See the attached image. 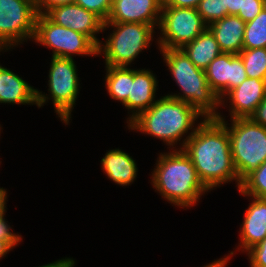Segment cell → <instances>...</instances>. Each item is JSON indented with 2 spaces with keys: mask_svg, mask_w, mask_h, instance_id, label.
<instances>
[{
  "mask_svg": "<svg viewBox=\"0 0 266 267\" xmlns=\"http://www.w3.org/2000/svg\"><path fill=\"white\" fill-rule=\"evenodd\" d=\"M191 159L198 178L208 191L239 179L232 161L230 138L226 126L217 118H204L183 149Z\"/></svg>",
  "mask_w": 266,
  "mask_h": 267,
  "instance_id": "obj_1",
  "label": "cell"
},
{
  "mask_svg": "<svg viewBox=\"0 0 266 267\" xmlns=\"http://www.w3.org/2000/svg\"><path fill=\"white\" fill-rule=\"evenodd\" d=\"M199 118L204 119V116L187 102L164 95L148 110L142 111L127 127L160 139L169 146V150L170 148L175 150L174 146L183 138L179 143L180 147L176 148L182 150L187 140L194 134L198 126L195 121L197 122Z\"/></svg>",
  "mask_w": 266,
  "mask_h": 267,
  "instance_id": "obj_2",
  "label": "cell"
},
{
  "mask_svg": "<svg viewBox=\"0 0 266 267\" xmlns=\"http://www.w3.org/2000/svg\"><path fill=\"white\" fill-rule=\"evenodd\" d=\"M152 171L151 185L162 198L181 208H190L209 192L183 150L160 153Z\"/></svg>",
  "mask_w": 266,
  "mask_h": 267,
  "instance_id": "obj_3",
  "label": "cell"
},
{
  "mask_svg": "<svg viewBox=\"0 0 266 267\" xmlns=\"http://www.w3.org/2000/svg\"><path fill=\"white\" fill-rule=\"evenodd\" d=\"M158 50L181 91L167 96L187 102L204 118H217L221 100L209 86L205 70L196 67L182 49Z\"/></svg>",
  "mask_w": 266,
  "mask_h": 267,
  "instance_id": "obj_4",
  "label": "cell"
},
{
  "mask_svg": "<svg viewBox=\"0 0 266 267\" xmlns=\"http://www.w3.org/2000/svg\"><path fill=\"white\" fill-rule=\"evenodd\" d=\"M222 116L220 114L217 119L227 128L233 165L242 181L266 161V127L250 118L231 119L228 124Z\"/></svg>",
  "mask_w": 266,
  "mask_h": 267,
  "instance_id": "obj_5",
  "label": "cell"
},
{
  "mask_svg": "<svg viewBox=\"0 0 266 267\" xmlns=\"http://www.w3.org/2000/svg\"><path fill=\"white\" fill-rule=\"evenodd\" d=\"M112 33L100 42L97 54H103L106 66L130 67L131 63L149 49L154 40L155 29L152 25L143 23H104L103 32L109 27Z\"/></svg>",
  "mask_w": 266,
  "mask_h": 267,
  "instance_id": "obj_6",
  "label": "cell"
},
{
  "mask_svg": "<svg viewBox=\"0 0 266 267\" xmlns=\"http://www.w3.org/2000/svg\"><path fill=\"white\" fill-rule=\"evenodd\" d=\"M73 59L52 57L48 74V91L45 95L37 90V107L52 99L55 113L68 125L79 94L80 81ZM50 96V97H49Z\"/></svg>",
  "mask_w": 266,
  "mask_h": 267,
  "instance_id": "obj_7",
  "label": "cell"
},
{
  "mask_svg": "<svg viewBox=\"0 0 266 267\" xmlns=\"http://www.w3.org/2000/svg\"><path fill=\"white\" fill-rule=\"evenodd\" d=\"M35 43L52 50V57L73 59L75 55L97 56V46L82 33L54 23L46 14L36 19Z\"/></svg>",
  "mask_w": 266,
  "mask_h": 267,
  "instance_id": "obj_8",
  "label": "cell"
},
{
  "mask_svg": "<svg viewBox=\"0 0 266 267\" xmlns=\"http://www.w3.org/2000/svg\"><path fill=\"white\" fill-rule=\"evenodd\" d=\"M37 15L35 0H0V51L33 41Z\"/></svg>",
  "mask_w": 266,
  "mask_h": 267,
  "instance_id": "obj_9",
  "label": "cell"
},
{
  "mask_svg": "<svg viewBox=\"0 0 266 267\" xmlns=\"http://www.w3.org/2000/svg\"><path fill=\"white\" fill-rule=\"evenodd\" d=\"M208 26L196 8L162 6L156 39L159 49H181L193 41Z\"/></svg>",
  "mask_w": 266,
  "mask_h": 267,
  "instance_id": "obj_10",
  "label": "cell"
},
{
  "mask_svg": "<svg viewBox=\"0 0 266 267\" xmlns=\"http://www.w3.org/2000/svg\"><path fill=\"white\" fill-rule=\"evenodd\" d=\"M205 73L209 86L220 100L248 77L241 57L224 52L208 65Z\"/></svg>",
  "mask_w": 266,
  "mask_h": 267,
  "instance_id": "obj_11",
  "label": "cell"
},
{
  "mask_svg": "<svg viewBox=\"0 0 266 267\" xmlns=\"http://www.w3.org/2000/svg\"><path fill=\"white\" fill-rule=\"evenodd\" d=\"M54 23L87 36L97 47V34L103 32L104 21L95 13L78 4H67L52 8L46 14Z\"/></svg>",
  "mask_w": 266,
  "mask_h": 267,
  "instance_id": "obj_12",
  "label": "cell"
},
{
  "mask_svg": "<svg viewBox=\"0 0 266 267\" xmlns=\"http://www.w3.org/2000/svg\"><path fill=\"white\" fill-rule=\"evenodd\" d=\"M162 6L163 0H116L104 23H143L158 28Z\"/></svg>",
  "mask_w": 266,
  "mask_h": 267,
  "instance_id": "obj_13",
  "label": "cell"
},
{
  "mask_svg": "<svg viewBox=\"0 0 266 267\" xmlns=\"http://www.w3.org/2000/svg\"><path fill=\"white\" fill-rule=\"evenodd\" d=\"M265 96L266 80L247 77L223 97L221 106L229 100L230 119L249 118Z\"/></svg>",
  "mask_w": 266,
  "mask_h": 267,
  "instance_id": "obj_14",
  "label": "cell"
},
{
  "mask_svg": "<svg viewBox=\"0 0 266 267\" xmlns=\"http://www.w3.org/2000/svg\"><path fill=\"white\" fill-rule=\"evenodd\" d=\"M158 80L150 69H131V89L123 106L131 115L126 123H130L142 111L148 110L155 102Z\"/></svg>",
  "mask_w": 266,
  "mask_h": 267,
  "instance_id": "obj_15",
  "label": "cell"
},
{
  "mask_svg": "<svg viewBox=\"0 0 266 267\" xmlns=\"http://www.w3.org/2000/svg\"><path fill=\"white\" fill-rule=\"evenodd\" d=\"M247 197L253 200L244 213V220L239 232L238 247L243 252H247L266 237V198Z\"/></svg>",
  "mask_w": 266,
  "mask_h": 267,
  "instance_id": "obj_16",
  "label": "cell"
},
{
  "mask_svg": "<svg viewBox=\"0 0 266 267\" xmlns=\"http://www.w3.org/2000/svg\"><path fill=\"white\" fill-rule=\"evenodd\" d=\"M37 90L22 77L0 65V103L37 106Z\"/></svg>",
  "mask_w": 266,
  "mask_h": 267,
  "instance_id": "obj_17",
  "label": "cell"
},
{
  "mask_svg": "<svg viewBox=\"0 0 266 267\" xmlns=\"http://www.w3.org/2000/svg\"><path fill=\"white\" fill-rule=\"evenodd\" d=\"M245 24L237 15H227L210 24L208 28L214 34L222 52L239 54L243 49Z\"/></svg>",
  "mask_w": 266,
  "mask_h": 267,
  "instance_id": "obj_18",
  "label": "cell"
},
{
  "mask_svg": "<svg viewBox=\"0 0 266 267\" xmlns=\"http://www.w3.org/2000/svg\"><path fill=\"white\" fill-rule=\"evenodd\" d=\"M100 162L106 176L122 187L133 184L138 175L136 161L119 148L107 151Z\"/></svg>",
  "mask_w": 266,
  "mask_h": 267,
  "instance_id": "obj_19",
  "label": "cell"
},
{
  "mask_svg": "<svg viewBox=\"0 0 266 267\" xmlns=\"http://www.w3.org/2000/svg\"><path fill=\"white\" fill-rule=\"evenodd\" d=\"M181 49L196 67L203 70L222 53L214 34L208 27Z\"/></svg>",
  "mask_w": 266,
  "mask_h": 267,
  "instance_id": "obj_20",
  "label": "cell"
},
{
  "mask_svg": "<svg viewBox=\"0 0 266 267\" xmlns=\"http://www.w3.org/2000/svg\"><path fill=\"white\" fill-rule=\"evenodd\" d=\"M105 68V86L109 96L123 105L131 89V69L115 66H105Z\"/></svg>",
  "mask_w": 266,
  "mask_h": 267,
  "instance_id": "obj_21",
  "label": "cell"
},
{
  "mask_svg": "<svg viewBox=\"0 0 266 267\" xmlns=\"http://www.w3.org/2000/svg\"><path fill=\"white\" fill-rule=\"evenodd\" d=\"M266 48V11L245 24L243 49Z\"/></svg>",
  "mask_w": 266,
  "mask_h": 267,
  "instance_id": "obj_22",
  "label": "cell"
},
{
  "mask_svg": "<svg viewBox=\"0 0 266 267\" xmlns=\"http://www.w3.org/2000/svg\"><path fill=\"white\" fill-rule=\"evenodd\" d=\"M238 55L249 78L266 80V48L242 49Z\"/></svg>",
  "mask_w": 266,
  "mask_h": 267,
  "instance_id": "obj_23",
  "label": "cell"
},
{
  "mask_svg": "<svg viewBox=\"0 0 266 267\" xmlns=\"http://www.w3.org/2000/svg\"><path fill=\"white\" fill-rule=\"evenodd\" d=\"M238 191L244 197L266 198V161L242 180Z\"/></svg>",
  "mask_w": 266,
  "mask_h": 267,
  "instance_id": "obj_24",
  "label": "cell"
},
{
  "mask_svg": "<svg viewBox=\"0 0 266 267\" xmlns=\"http://www.w3.org/2000/svg\"><path fill=\"white\" fill-rule=\"evenodd\" d=\"M196 9L207 26L228 15L227 0H201Z\"/></svg>",
  "mask_w": 266,
  "mask_h": 267,
  "instance_id": "obj_25",
  "label": "cell"
},
{
  "mask_svg": "<svg viewBox=\"0 0 266 267\" xmlns=\"http://www.w3.org/2000/svg\"><path fill=\"white\" fill-rule=\"evenodd\" d=\"M75 4L95 13L104 22L107 21L112 8L111 0H76Z\"/></svg>",
  "mask_w": 266,
  "mask_h": 267,
  "instance_id": "obj_26",
  "label": "cell"
},
{
  "mask_svg": "<svg viewBox=\"0 0 266 267\" xmlns=\"http://www.w3.org/2000/svg\"><path fill=\"white\" fill-rule=\"evenodd\" d=\"M263 10V0H243L242 11L237 16L245 23L255 19Z\"/></svg>",
  "mask_w": 266,
  "mask_h": 267,
  "instance_id": "obj_27",
  "label": "cell"
},
{
  "mask_svg": "<svg viewBox=\"0 0 266 267\" xmlns=\"http://www.w3.org/2000/svg\"><path fill=\"white\" fill-rule=\"evenodd\" d=\"M246 253L251 267H266V237Z\"/></svg>",
  "mask_w": 266,
  "mask_h": 267,
  "instance_id": "obj_28",
  "label": "cell"
},
{
  "mask_svg": "<svg viewBox=\"0 0 266 267\" xmlns=\"http://www.w3.org/2000/svg\"><path fill=\"white\" fill-rule=\"evenodd\" d=\"M5 215L6 213L0 217V240L8 242L14 248L22 241V236L18 233H12V227L8 225V221L4 218Z\"/></svg>",
  "mask_w": 266,
  "mask_h": 267,
  "instance_id": "obj_29",
  "label": "cell"
},
{
  "mask_svg": "<svg viewBox=\"0 0 266 267\" xmlns=\"http://www.w3.org/2000/svg\"><path fill=\"white\" fill-rule=\"evenodd\" d=\"M76 0H35L38 14H47L52 8L73 4Z\"/></svg>",
  "mask_w": 266,
  "mask_h": 267,
  "instance_id": "obj_30",
  "label": "cell"
},
{
  "mask_svg": "<svg viewBox=\"0 0 266 267\" xmlns=\"http://www.w3.org/2000/svg\"><path fill=\"white\" fill-rule=\"evenodd\" d=\"M253 122L266 127V96L249 117Z\"/></svg>",
  "mask_w": 266,
  "mask_h": 267,
  "instance_id": "obj_31",
  "label": "cell"
},
{
  "mask_svg": "<svg viewBox=\"0 0 266 267\" xmlns=\"http://www.w3.org/2000/svg\"><path fill=\"white\" fill-rule=\"evenodd\" d=\"M201 0H163V6L178 8H197Z\"/></svg>",
  "mask_w": 266,
  "mask_h": 267,
  "instance_id": "obj_32",
  "label": "cell"
},
{
  "mask_svg": "<svg viewBox=\"0 0 266 267\" xmlns=\"http://www.w3.org/2000/svg\"><path fill=\"white\" fill-rule=\"evenodd\" d=\"M75 264L76 263L74 259L65 257V259L62 258L52 263H48V264L38 266V267H74Z\"/></svg>",
  "mask_w": 266,
  "mask_h": 267,
  "instance_id": "obj_33",
  "label": "cell"
},
{
  "mask_svg": "<svg viewBox=\"0 0 266 267\" xmlns=\"http://www.w3.org/2000/svg\"><path fill=\"white\" fill-rule=\"evenodd\" d=\"M243 0H227L228 15H237L242 11Z\"/></svg>",
  "mask_w": 266,
  "mask_h": 267,
  "instance_id": "obj_34",
  "label": "cell"
},
{
  "mask_svg": "<svg viewBox=\"0 0 266 267\" xmlns=\"http://www.w3.org/2000/svg\"><path fill=\"white\" fill-rule=\"evenodd\" d=\"M234 251H231L230 254L227 256H224L223 258H220L218 260L213 261L212 263L208 265H204L203 267H226L227 263H229L231 255H234Z\"/></svg>",
  "mask_w": 266,
  "mask_h": 267,
  "instance_id": "obj_35",
  "label": "cell"
},
{
  "mask_svg": "<svg viewBox=\"0 0 266 267\" xmlns=\"http://www.w3.org/2000/svg\"><path fill=\"white\" fill-rule=\"evenodd\" d=\"M7 191L0 187V217L6 212Z\"/></svg>",
  "mask_w": 266,
  "mask_h": 267,
  "instance_id": "obj_36",
  "label": "cell"
},
{
  "mask_svg": "<svg viewBox=\"0 0 266 267\" xmlns=\"http://www.w3.org/2000/svg\"><path fill=\"white\" fill-rule=\"evenodd\" d=\"M13 247L6 241L0 240V260L9 253Z\"/></svg>",
  "mask_w": 266,
  "mask_h": 267,
  "instance_id": "obj_37",
  "label": "cell"
},
{
  "mask_svg": "<svg viewBox=\"0 0 266 267\" xmlns=\"http://www.w3.org/2000/svg\"><path fill=\"white\" fill-rule=\"evenodd\" d=\"M263 9L266 11V0H263Z\"/></svg>",
  "mask_w": 266,
  "mask_h": 267,
  "instance_id": "obj_38",
  "label": "cell"
}]
</instances>
